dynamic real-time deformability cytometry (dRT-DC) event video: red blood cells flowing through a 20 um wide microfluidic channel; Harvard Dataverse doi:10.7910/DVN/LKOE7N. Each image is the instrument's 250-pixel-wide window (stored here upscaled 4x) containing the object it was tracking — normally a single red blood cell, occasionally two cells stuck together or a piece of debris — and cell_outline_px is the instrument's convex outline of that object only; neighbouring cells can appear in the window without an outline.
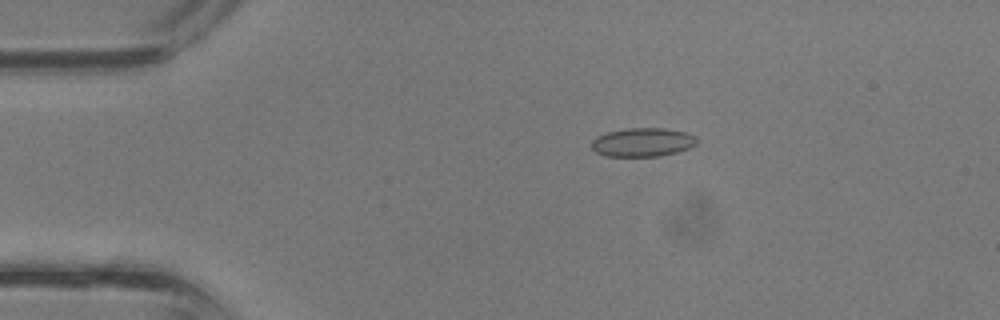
{"species": "common noctule bat (a hibernating species)", "species_latin": "Nyctalus noctula", "temperature_condition": "room temperature", "stored_images_in_passage": 31, "camera_frame_rate_fps": 3000, "um_per_image_px": 0.085, "animal": {"sex": "male", "body_mass_g": 13.3}, "frame": {"image": 1, "passage_image": 1, "time_ms": 0.0, "image_size_px": [1000, 320], "cell_outline_px": [[696, 144], [688, 148], [676, 152], [660, 156], [604, 156], [596, 152], [592, 148], [592, 140], [596, 136], [608, 132], [628, 128], [664, 128], [684, 132], [696, 136]], "centroid_in_image_um": [54.6, 12.09], "position_along_channel_um": 30.4, "area_um2": 17.51}}
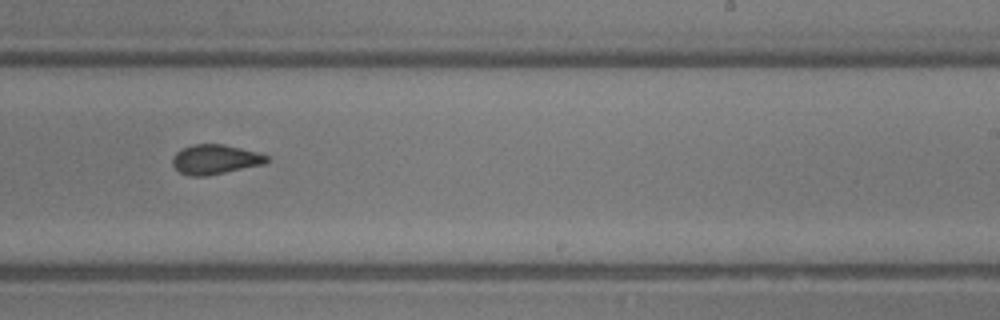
{"frame": {"image": 2, "passage_image": 17, "time_ms": 5.333, "image_size_px": [1000, 320], "cell_outline_px": [[268, 160], [264, 164], [204, 176], [192, 176], [180, 172], [172, 164], [172, 156], [180, 148], [192, 144], [224, 144], [256, 152], [268, 156]], "centroid_in_image_um": [18.24, 13.53], "position_along_channel_um": 270.8, "area_um2": 16.13}}
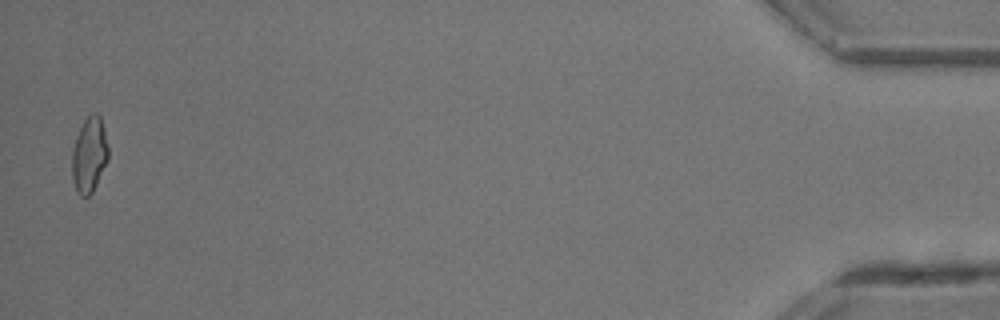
{"frame": {"image": 3, "passage_image": 31, "time_ms": 10.0, "image_size_px": [1000, 320], "cell_outline_px": [[108, 160], [92, 192], [88, 196], [80, 196], [76, 192], [72, 180], [72, 148], [76, 136], [84, 120], [92, 112], [96, 112], [100, 116], [108, 148]], "centroid_in_image_um": [7.56, 13.17], "position_along_channel_um": 427.6, "area_um2": 15.9}}